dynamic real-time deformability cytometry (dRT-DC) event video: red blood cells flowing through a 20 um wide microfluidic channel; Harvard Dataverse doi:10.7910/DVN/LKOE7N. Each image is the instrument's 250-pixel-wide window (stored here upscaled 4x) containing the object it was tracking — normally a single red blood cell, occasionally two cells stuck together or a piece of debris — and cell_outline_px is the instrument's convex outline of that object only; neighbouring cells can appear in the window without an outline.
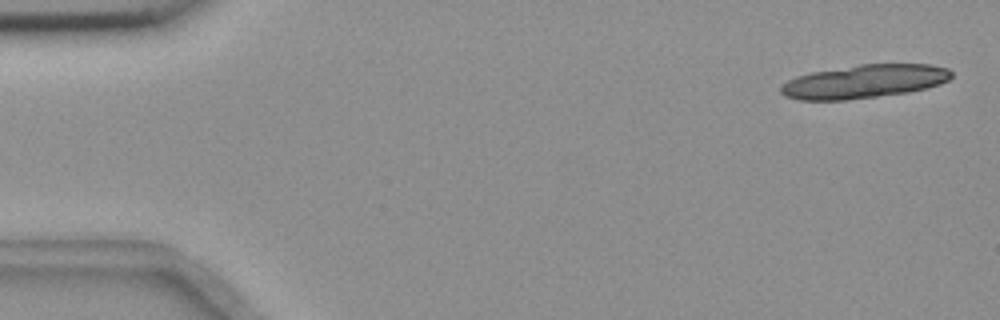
{"species": "common noctule bat (a hibernating species)", "species_latin": "Nyctalus noctula", "temperature_condition": "room temperature", "stored_images_in_passage": 23, "camera_frame_rate_fps": 3000, "um_per_image_px": 0.085, "animal": {"sex": "female", "body_mass_g": 18.4}, "frame": {"image": 1, "passage_image": 2, "time_ms": 0.333, "image_size_px": [1000, 320], "cell_outline_px": [[952, 76], [948, 80], [940, 84], [928, 88], [908, 92], [844, 100], [800, 100], [784, 96], [780, 92], [780, 88], [788, 80], [796, 76], [812, 72], [860, 64], [932, 64], [948, 68], [952, 72]], "centroid_in_image_um": [73.48, 6.92], "position_along_channel_um": 11.5, "area_um2": 33.23}}